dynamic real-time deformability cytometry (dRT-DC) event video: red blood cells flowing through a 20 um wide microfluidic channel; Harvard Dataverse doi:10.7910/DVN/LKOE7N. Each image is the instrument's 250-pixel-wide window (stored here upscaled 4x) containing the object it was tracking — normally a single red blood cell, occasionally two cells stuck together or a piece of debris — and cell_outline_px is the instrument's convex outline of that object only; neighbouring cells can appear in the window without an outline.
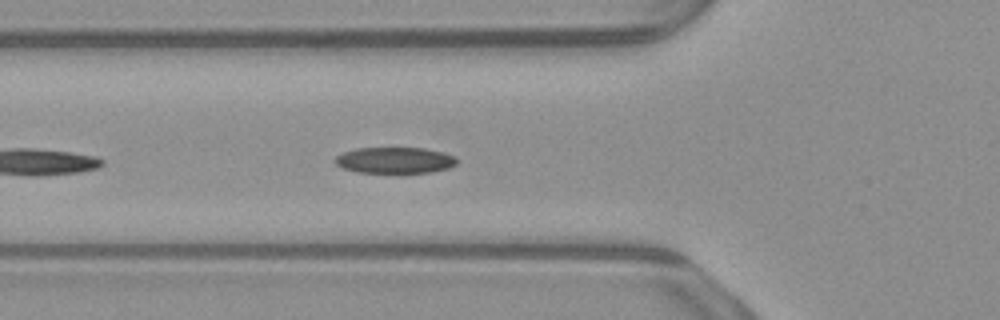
{"species": "common noctule bat (a hibernating species)", "species_latin": "Nyctalus noctula", "temperature_condition": "warm", "stored_images_in_passage": 26, "camera_frame_rate_fps": 3000, "um_per_image_px": 0.085, "animal": {"sex": "male", "body_mass_g": 23.1, "forearm_length_mm": 52.7}, "frame": {"image": 1, "passage_image": 5, "time_ms": 1.333, "image_size_px": [1000, 320], "cell_outline_px": [[456, 164], [448, 168], [432, 172], [356, 172], [344, 168], [336, 164], [332, 160], [336, 156], [344, 152], [356, 148], [424, 148], [444, 152], [456, 156]], "centroid_in_image_um": [33.56, 13.61], "position_along_channel_um": 92.2, "area_um2": 18.5}}
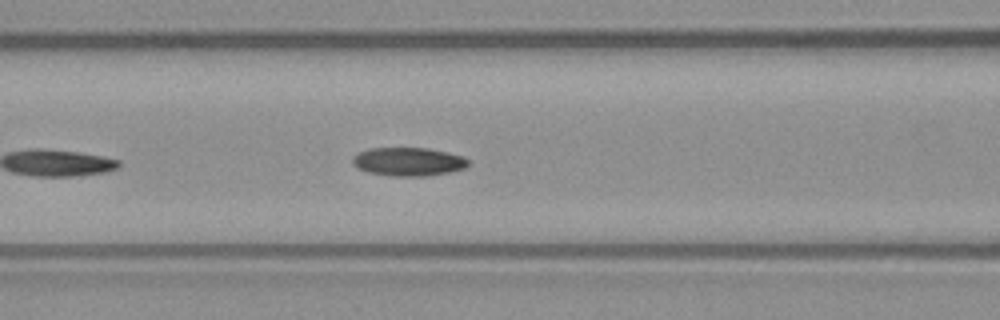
{"frame": {"image": 2, "passage_image": 8, "time_ms": 2.333, "image_size_px": [1000, 320], "cell_outline_px": [[468, 164], [464, 168], [448, 172], [428, 176], [392, 176], [368, 172], [356, 168], [352, 164], [352, 156], [368, 148], [428, 148], [448, 152], [464, 156], [468, 160]], "centroid_in_image_um": [34.68, 13.74], "position_along_channel_um": 131.9, "area_um2": 19.31}, "authors_computed_cell_mechanics": {"area_um2": 18.7561, "velocity_mm_per_s": 3.9011, "shape_relaxation_time_tau1_ms": null, "shape_relaxation_time_tau2_ms": 7.8666, "deformation_change_tau1": null, "deformation_change_tau2": 0.1699}}